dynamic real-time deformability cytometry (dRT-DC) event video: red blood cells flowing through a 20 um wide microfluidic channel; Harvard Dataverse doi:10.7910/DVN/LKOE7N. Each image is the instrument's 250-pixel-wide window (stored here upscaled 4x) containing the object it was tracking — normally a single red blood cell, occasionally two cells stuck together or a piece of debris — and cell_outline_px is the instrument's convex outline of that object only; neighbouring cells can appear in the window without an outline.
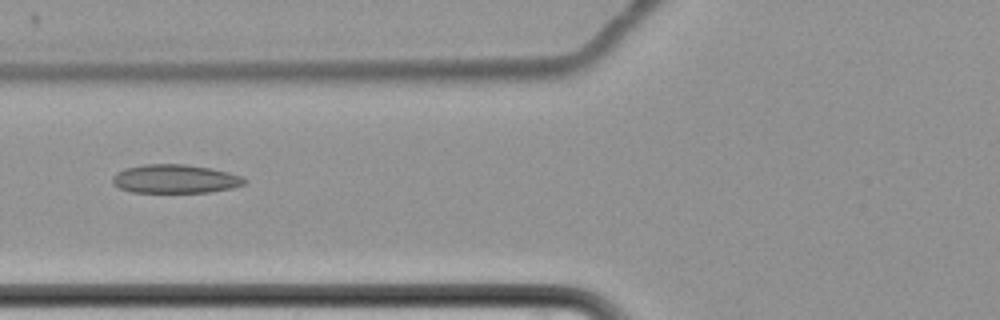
{"species": "common noctule bat (a hibernating species)", "species_latin": "Nyctalus noctula", "temperature_condition": "cold", "stored_images_in_passage": 12, "camera_frame_rate_fps": 3000, "um_per_image_px": 0.085, "animal": {"sex": "female", "body_mass_g": 22.7, "forearm_length_mm": 54.2}, "frame": {"image": 1, "passage_image": 7, "time_ms": 8.333, "image_size_px": [1000, 320], "cell_outline_px": [[248, 180], [244, 184], [232, 188], [208, 192], [132, 192], [120, 188], [112, 184], [112, 176], [116, 172], [124, 168], [144, 164], [184, 164], [212, 168], [228, 172], [240, 176]], "centroid_in_image_um": [14.86, 15.2], "position_along_channel_um": 110.9, "area_um2": 22.14}}
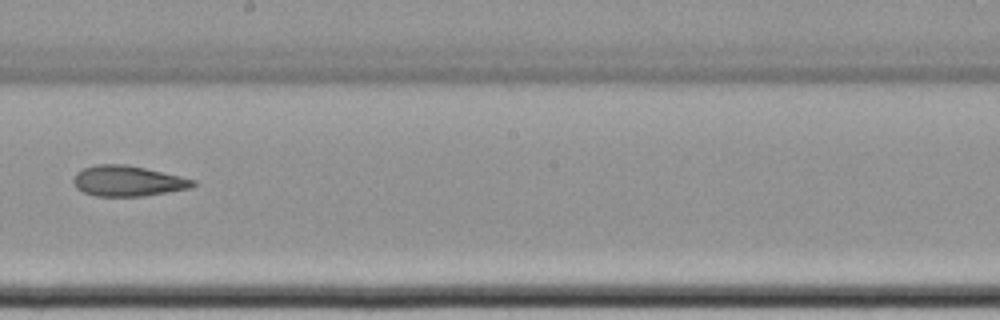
{"frame": {"image": 2, "passage_image": 10, "time_ms": 12.0, "image_size_px": [1000, 320], "cell_outline_px": [[196, 184], [192, 188], [144, 196], [96, 196], [84, 192], [76, 188], [72, 180], [76, 172], [84, 168], [96, 164], [128, 164], [180, 176], [196, 180]], "centroid_in_image_um": [10.86, 15.38], "position_along_channel_um": 237.3, "area_um2": 21.39}}
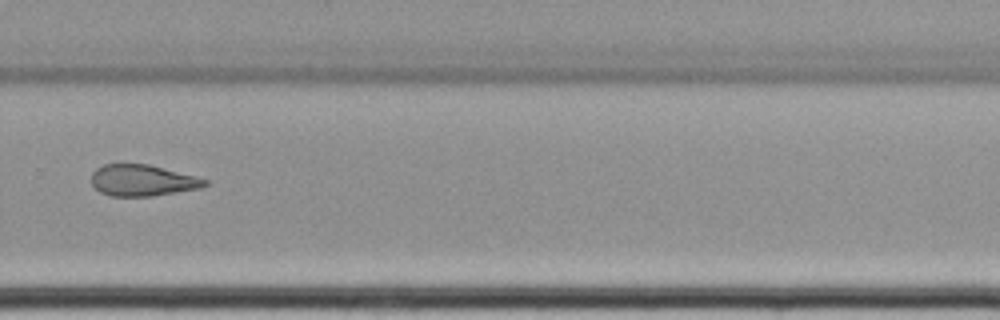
{"frame": {"image": 3, "passage_image": 12, "time_ms": 14.333, "image_size_px": [1000, 320], "cell_outline_px": [[208, 184], [200, 188], [152, 196], [112, 196], [100, 192], [92, 184], [92, 172], [96, 168], [104, 164], [148, 164], [208, 180]], "centroid_in_image_um": [12.08, 15.33], "position_along_channel_um": 317.7, "area_um2": 20.46}}